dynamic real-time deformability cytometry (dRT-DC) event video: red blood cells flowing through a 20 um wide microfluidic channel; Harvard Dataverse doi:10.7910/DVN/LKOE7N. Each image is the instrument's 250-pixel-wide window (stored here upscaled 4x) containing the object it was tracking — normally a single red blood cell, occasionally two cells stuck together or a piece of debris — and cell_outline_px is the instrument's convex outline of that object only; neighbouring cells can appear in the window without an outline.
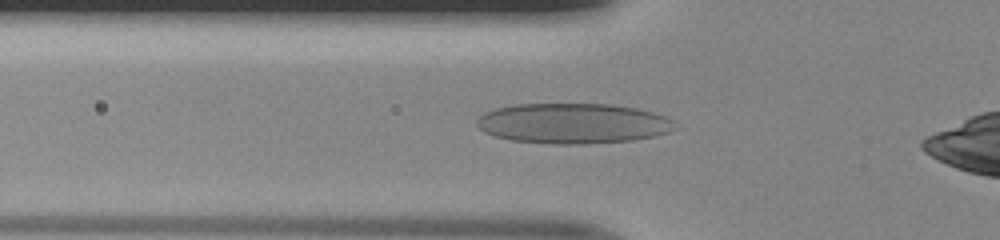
{"species": "human", "species_latin": "Homo sapiens", "temperature_condition": "room temperature", "stored_images_in_passage": 33, "camera_frame_rate_fps": 3000, "um_per_image_px": 0.085, "donor": {"sex": "male"}, "frame": {"image": 1, "passage_image": 6, "time_ms": 1.667, "image_size_px": [1000, 240], "cell_outline_px": [[672, 120], [668, 132], [652, 136], [632, 140], [584, 144], [556, 144], [512, 140], [496, 136], [484, 132], [476, 124], [476, 120], [484, 112], [496, 108], [516, 104], [612, 104], [636, 108], [652, 112], [664, 116]], "centroid_in_image_um": [48.63, 10.48], "position_along_channel_um": 77.2, "area_um2": 46.07}}
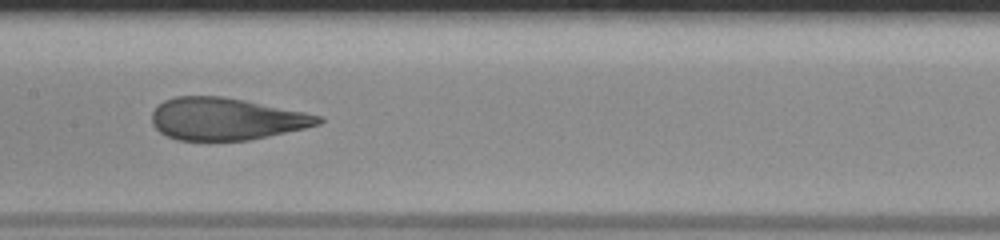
{"frame": {"image": 2, "passage_image": 14, "time_ms": 4.333, "image_size_px": [1000, 240], "cell_outline_px": [[324, 120], [320, 124], [304, 128], [268, 136], [248, 140], [176, 140], [160, 132], [152, 124], [152, 112], [164, 100], [176, 96], [220, 96], [244, 100], [324, 116]], "centroid_in_image_um": [19.22, 10.11], "position_along_channel_um": 188.2, "area_um2": 40.69}}
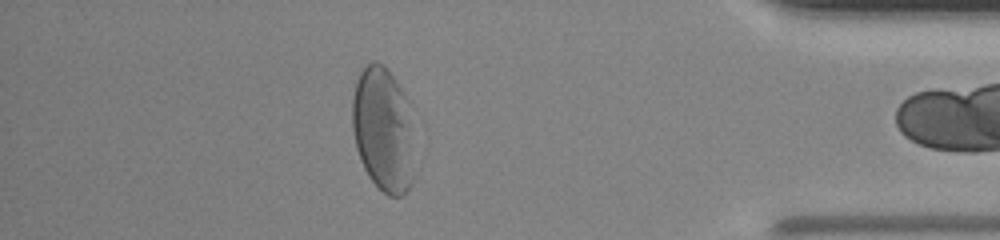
{"frame": {"image": 3, "passage_image": 32, "time_ms": 10.333, "image_size_px": [1000, 240], "cell_outline_px": [[412, 180], [404, 196], [388, 196], [368, 176], [360, 160], [356, 148], [352, 128], [352, 96], [356, 80], [360, 72], [372, 60], [376, 60], [384, 64], [388, 68], [400, 88], [404, 96], [408, 124], [412, 176]], "centroid_in_image_um": [32.47, 10.98], "position_along_channel_um": 402.7, "area_um2": 43.93}}